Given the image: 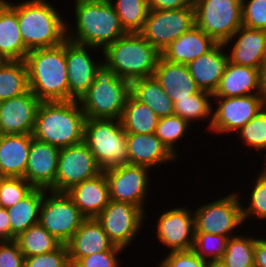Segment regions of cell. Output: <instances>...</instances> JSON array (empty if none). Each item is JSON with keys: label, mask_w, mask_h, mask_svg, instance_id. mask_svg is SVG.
<instances>
[{"label": "cell", "mask_w": 266, "mask_h": 267, "mask_svg": "<svg viewBox=\"0 0 266 267\" xmlns=\"http://www.w3.org/2000/svg\"><path fill=\"white\" fill-rule=\"evenodd\" d=\"M217 109L212 111L211 132L215 134L239 131L265 106L261 94L239 97H216Z\"/></svg>", "instance_id": "cell-14"}, {"label": "cell", "mask_w": 266, "mask_h": 267, "mask_svg": "<svg viewBox=\"0 0 266 267\" xmlns=\"http://www.w3.org/2000/svg\"><path fill=\"white\" fill-rule=\"evenodd\" d=\"M29 88L41 102L69 101L65 42L27 53Z\"/></svg>", "instance_id": "cell-3"}, {"label": "cell", "mask_w": 266, "mask_h": 267, "mask_svg": "<svg viewBox=\"0 0 266 267\" xmlns=\"http://www.w3.org/2000/svg\"><path fill=\"white\" fill-rule=\"evenodd\" d=\"M213 94L200 90L199 92L188 96V98L178 99L174 104V114L186 120L191 121L210 119L208 129L212 124V105L209 101ZM210 117V118H209Z\"/></svg>", "instance_id": "cell-35"}, {"label": "cell", "mask_w": 266, "mask_h": 267, "mask_svg": "<svg viewBox=\"0 0 266 267\" xmlns=\"http://www.w3.org/2000/svg\"><path fill=\"white\" fill-rule=\"evenodd\" d=\"M118 252H99L75 261V267H119Z\"/></svg>", "instance_id": "cell-47"}, {"label": "cell", "mask_w": 266, "mask_h": 267, "mask_svg": "<svg viewBox=\"0 0 266 267\" xmlns=\"http://www.w3.org/2000/svg\"><path fill=\"white\" fill-rule=\"evenodd\" d=\"M144 213L138 206L126 202L110 200L109 204L96 217L109 240L125 249L131 244L145 220Z\"/></svg>", "instance_id": "cell-12"}, {"label": "cell", "mask_w": 266, "mask_h": 267, "mask_svg": "<svg viewBox=\"0 0 266 267\" xmlns=\"http://www.w3.org/2000/svg\"><path fill=\"white\" fill-rule=\"evenodd\" d=\"M153 76L173 104L200 91L185 64L171 63L160 57Z\"/></svg>", "instance_id": "cell-27"}, {"label": "cell", "mask_w": 266, "mask_h": 267, "mask_svg": "<svg viewBox=\"0 0 266 267\" xmlns=\"http://www.w3.org/2000/svg\"><path fill=\"white\" fill-rule=\"evenodd\" d=\"M263 164H264V166H265L263 169L266 171V162H264Z\"/></svg>", "instance_id": "cell-55"}, {"label": "cell", "mask_w": 266, "mask_h": 267, "mask_svg": "<svg viewBox=\"0 0 266 267\" xmlns=\"http://www.w3.org/2000/svg\"><path fill=\"white\" fill-rule=\"evenodd\" d=\"M29 90L25 61L8 60L0 66V101L21 96Z\"/></svg>", "instance_id": "cell-33"}, {"label": "cell", "mask_w": 266, "mask_h": 267, "mask_svg": "<svg viewBox=\"0 0 266 267\" xmlns=\"http://www.w3.org/2000/svg\"><path fill=\"white\" fill-rule=\"evenodd\" d=\"M60 149L33 138L24 179L34 188L56 192V175Z\"/></svg>", "instance_id": "cell-18"}, {"label": "cell", "mask_w": 266, "mask_h": 267, "mask_svg": "<svg viewBox=\"0 0 266 267\" xmlns=\"http://www.w3.org/2000/svg\"><path fill=\"white\" fill-rule=\"evenodd\" d=\"M195 26V9L149 10L143 29V38L160 53L167 46Z\"/></svg>", "instance_id": "cell-10"}, {"label": "cell", "mask_w": 266, "mask_h": 267, "mask_svg": "<svg viewBox=\"0 0 266 267\" xmlns=\"http://www.w3.org/2000/svg\"><path fill=\"white\" fill-rule=\"evenodd\" d=\"M47 189L34 188L24 199L7 209L10 218V240L39 223L40 208Z\"/></svg>", "instance_id": "cell-29"}, {"label": "cell", "mask_w": 266, "mask_h": 267, "mask_svg": "<svg viewBox=\"0 0 266 267\" xmlns=\"http://www.w3.org/2000/svg\"><path fill=\"white\" fill-rule=\"evenodd\" d=\"M131 94L148 105L159 118L174 115L172 100L154 76L132 81Z\"/></svg>", "instance_id": "cell-31"}, {"label": "cell", "mask_w": 266, "mask_h": 267, "mask_svg": "<svg viewBox=\"0 0 266 267\" xmlns=\"http://www.w3.org/2000/svg\"><path fill=\"white\" fill-rule=\"evenodd\" d=\"M66 194L86 218H96L110 202L109 185L104 171L72 186Z\"/></svg>", "instance_id": "cell-22"}, {"label": "cell", "mask_w": 266, "mask_h": 267, "mask_svg": "<svg viewBox=\"0 0 266 267\" xmlns=\"http://www.w3.org/2000/svg\"><path fill=\"white\" fill-rule=\"evenodd\" d=\"M207 260L201 259L192 249L169 252L158 267H208Z\"/></svg>", "instance_id": "cell-45"}, {"label": "cell", "mask_w": 266, "mask_h": 267, "mask_svg": "<svg viewBox=\"0 0 266 267\" xmlns=\"http://www.w3.org/2000/svg\"><path fill=\"white\" fill-rule=\"evenodd\" d=\"M242 4V0H197L195 25L224 44L243 25Z\"/></svg>", "instance_id": "cell-8"}, {"label": "cell", "mask_w": 266, "mask_h": 267, "mask_svg": "<svg viewBox=\"0 0 266 267\" xmlns=\"http://www.w3.org/2000/svg\"><path fill=\"white\" fill-rule=\"evenodd\" d=\"M93 46L82 45L70 40L65 41V57L68 69L69 101L79 99L94 82L96 70L103 61L95 62L88 49Z\"/></svg>", "instance_id": "cell-17"}, {"label": "cell", "mask_w": 266, "mask_h": 267, "mask_svg": "<svg viewBox=\"0 0 266 267\" xmlns=\"http://www.w3.org/2000/svg\"><path fill=\"white\" fill-rule=\"evenodd\" d=\"M258 175L249 196V206H242L244 222L254 215L259 219H266V171L263 169Z\"/></svg>", "instance_id": "cell-42"}, {"label": "cell", "mask_w": 266, "mask_h": 267, "mask_svg": "<svg viewBox=\"0 0 266 267\" xmlns=\"http://www.w3.org/2000/svg\"><path fill=\"white\" fill-rule=\"evenodd\" d=\"M149 170L148 167L131 164L104 170L110 200L131 203L145 213L143 204L150 185Z\"/></svg>", "instance_id": "cell-15"}, {"label": "cell", "mask_w": 266, "mask_h": 267, "mask_svg": "<svg viewBox=\"0 0 266 267\" xmlns=\"http://www.w3.org/2000/svg\"><path fill=\"white\" fill-rule=\"evenodd\" d=\"M255 237L235 234L227 243L226 252L220 260L226 267H255Z\"/></svg>", "instance_id": "cell-36"}, {"label": "cell", "mask_w": 266, "mask_h": 267, "mask_svg": "<svg viewBox=\"0 0 266 267\" xmlns=\"http://www.w3.org/2000/svg\"><path fill=\"white\" fill-rule=\"evenodd\" d=\"M223 43H217L210 51L187 64L188 70L200 90L214 94L228 62Z\"/></svg>", "instance_id": "cell-24"}, {"label": "cell", "mask_w": 266, "mask_h": 267, "mask_svg": "<svg viewBox=\"0 0 266 267\" xmlns=\"http://www.w3.org/2000/svg\"><path fill=\"white\" fill-rule=\"evenodd\" d=\"M34 187L24 178L0 177L1 207L8 209L24 199Z\"/></svg>", "instance_id": "cell-41"}, {"label": "cell", "mask_w": 266, "mask_h": 267, "mask_svg": "<svg viewBox=\"0 0 266 267\" xmlns=\"http://www.w3.org/2000/svg\"><path fill=\"white\" fill-rule=\"evenodd\" d=\"M260 94L266 102V60L260 68Z\"/></svg>", "instance_id": "cell-51"}, {"label": "cell", "mask_w": 266, "mask_h": 267, "mask_svg": "<svg viewBox=\"0 0 266 267\" xmlns=\"http://www.w3.org/2000/svg\"><path fill=\"white\" fill-rule=\"evenodd\" d=\"M9 6L17 13L18 24L26 48H50L67 40V23L46 0H26Z\"/></svg>", "instance_id": "cell-4"}, {"label": "cell", "mask_w": 266, "mask_h": 267, "mask_svg": "<svg viewBox=\"0 0 266 267\" xmlns=\"http://www.w3.org/2000/svg\"><path fill=\"white\" fill-rule=\"evenodd\" d=\"M228 61L233 64L261 68L266 60V30L252 29L241 26L224 45L227 46L233 39Z\"/></svg>", "instance_id": "cell-21"}, {"label": "cell", "mask_w": 266, "mask_h": 267, "mask_svg": "<svg viewBox=\"0 0 266 267\" xmlns=\"http://www.w3.org/2000/svg\"><path fill=\"white\" fill-rule=\"evenodd\" d=\"M24 258L15 240L0 241V267H24Z\"/></svg>", "instance_id": "cell-46"}, {"label": "cell", "mask_w": 266, "mask_h": 267, "mask_svg": "<svg viewBox=\"0 0 266 267\" xmlns=\"http://www.w3.org/2000/svg\"><path fill=\"white\" fill-rule=\"evenodd\" d=\"M242 3L243 26L266 30V0H242Z\"/></svg>", "instance_id": "cell-44"}, {"label": "cell", "mask_w": 266, "mask_h": 267, "mask_svg": "<svg viewBox=\"0 0 266 267\" xmlns=\"http://www.w3.org/2000/svg\"><path fill=\"white\" fill-rule=\"evenodd\" d=\"M67 267H75L73 264H69Z\"/></svg>", "instance_id": "cell-56"}, {"label": "cell", "mask_w": 266, "mask_h": 267, "mask_svg": "<svg viewBox=\"0 0 266 267\" xmlns=\"http://www.w3.org/2000/svg\"><path fill=\"white\" fill-rule=\"evenodd\" d=\"M9 3L7 0H0V14L6 9Z\"/></svg>", "instance_id": "cell-53"}, {"label": "cell", "mask_w": 266, "mask_h": 267, "mask_svg": "<svg viewBox=\"0 0 266 267\" xmlns=\"http://www.w3.org/2000/svg\"><path fill=\"white\" fill-rule=\"evenodd\" d=\"M238 137L247 145L262 152L266 149V106L239 131Z\"/></svg>", "instance_id": "cell-40"}, {"label": "cell", "mask_w": 266, "mask_h": 267, "mask_svg": "<svg viewBox=\"0 0 266 267\" xmlns=\"http://www.w3.org/2000/svg\"><path fill=\"white\" fill-rule=\"evenodd\" d=\"M229 237L205 232H195L192 250L207 261H220L227 248ZM212 257V258H211Z\"/></svg>", "instance_id": "cell-39"}, {"label": "cell", "mask_w": 266, "mask_h": 267, "mask_svg": "<svg viewBox=\"0 0 266 267\" xmlns=\"http://www.w3.org/2000/svg\"><path fill=\"white\" fill-rule=\"evenodd\" d=\"M129 164L150 169L177 158L156 136L151 134L126 133Z\"/></svg>", "instance_id": "cell-23"}, {"label": "cell", "mask_w": 266, "mask_h": 267, "mask_svg": "<svg viewBox=\"0 0 266 267\" xmlns=\"http://www.w3.org/2000/svg\"><path fill=\"white\" fill-rule=\"evenodd\" d=\"M14 240L24 257L52 252L62 245L39 223L19 234Z\"/></svg>", "instance_id": "cell-34"}, {"label": "cell", "mask_w": 266, "mask_h": 267, "mask_svg": "<svg viewBox=\"0 0 266 267\" xmlns=\"http://www.w3.org/2000/svg\"><path fill=\"white\" fill-rule=\"evenodd\" d=\"M103 63L128 82L151 77L161 53L139 32L126 33L103 50Z\"/></svg>", "instance_id": "cell-5"}, {"label": "cell", "mask_w": 266, "mask_h": 267, "mask_svg": "<svg viewBox=\"0 0 266 267\" xmlns=\"http://www.w3.org/2000/svg\"><path fill=\"white\" fill-rule=\"evenodd\" d=\"M28 52L21 36L17 13L8 5L0 14V55L6 61H25Z\"/></svg>", "instance_id": "cell-30"}, {"label": "cell", "mask_w": 266, "mask_h": 267, "mask_svg": "<svg viewBox=\"0 0 266 267\" xmlns=\"http://www.w3.org/2000/svg\"><path fill=\"white\" fill-rule=\"evenodd\" d=\"M255 267H266V238H257L254 251Z\"/></svg>", "instance_id": "cell-49"}, {"label": "cell", "mask_w": 266, "mask_h": 267, "mask_svg": "<svg viewBox=\"0 0 266 267\" xmlns=\"http://www.w3.org/2000/svg\"><path fill=\"white\" fill-rule=\"evenodd\" d=\"M253 94H260V69L228 61L219 86L211 99Z\"/></svg>", "instance_id": "cell-25"}, {"label": "cell", "mask_w": 266, "mask_h": 267, "mask_svg": "<svg viewBox=\"0 0 266 267\" xmlns=\"http://www.w3.org/2000/svg\"><path fill=\"white\" fill-rule=\"evenodd\" d=\"M120 120L125 133L151 134L156 131L159 117L148 105L130 94Z\"/></svg>", "instance_id": "cell-32"}, {"label": "cell", "mask_w": 266, "mask_h": 267, "mask_svg": "<svg viewBox=\"0 0 266 267\" xmlns=\"http://www.w3.org/2000/svg\"><path fill=\"white\" fill-rule=\"evenodd\" d=\"M66 245L71 264L80 258L99 252L124 251L109 240L96 218H86Z\"/></svg>", "instance_id": "cell-20"}, {"label": "cell", "mask_w": 266, "mask_h": 267, "mask_svg": "<svg viewBox=\"0 0 266 267\" xmlns=\"http://www.w3.org/2000/svg\"><path fill=\"white\" fill-rule=\"evenodd\" d=\"M237 193L201 205L194 212L195 232L233 237L231 232L243 224L242 204Z\"/></svg>", "instance_id": "cell-11"}, {"label": "cell", "mask_w": 266, "mask_h": 267, "mask_svg": "<svg viewBox=\"0 0 266 267\" xmlns=\"http://www.w3.org/2000/svg\"><path fill=\"white\" fill-rule=\"evenodd\" d=\"M10 240V218L7 209L0 208V241Z\"/></svg>", "instance_id": "cell-50"}, {"label": "cell", "mask_w": 266, "mask_h": 267, "mask_svg": "<svg viewBox=\"0 0 266 267\" xmlns=\"http://www.w3.org/2000/svg\"><path fill=\"white\" fill-rule=\"evenodd\" d=\"M5 62H6V60L0 55V66Z\"/></svg>", "instance_id": "cell-54"}, {"label": "cell", "mask_w": 266, "mask_h": 267, "mask_svg": "<svg viewBox=\"0 0 266 267\" xmlns=\"http://www.w3.org/2000/svg\"><path fill=\"white\" fill-rule=\"evenodd\" d=\"M190 125L186 120L174 114L159 118L155 134L169 151L177 157L175 143L184 137Z\"/></svg>", "instance_id": "cell-38"}, {"label": "cell", "mask_w": 266, "mask_h": 267, "mask_svg": "<svg viewBox=\"0 0 266 267\" xmlns=\"http://www.w3.org/2000/svg\"><path fill=\"white\" fill-rule=\"evenodd\" d=\"M208 267H226L221 261H209Z\"/></svg>", "instance_id": "cell-52"}, {"label": "cell", "mask_w": 266, "mask_h": 267, "mask_svg": "<svg viewBox=\"0 0 266 267\" xmlns=\"http://www.w3.org/2000/svg\"><path fill=\"white\" fill-rule=\"evenodd\" d=\"M31 134H0V177L24 178Z\"/></svg>", "instance_id": "cell-26"}, {"label": "cell", "mask_w": 266, "mask_h": 267, "mask_svg": "<svg viewBox=\"0 0 266 267\" xmlns=\"http://www.w3.org/2000/svg\"><path fill=\"white\" fill-rule=\"evenodd\" d=\"M127 33L140 32L149 13L147 0H110Z\"/></svg>", "instance_id": "cell-37"}, {"label": "cell", "mask_w": 266, "mask_h": 267, "mask_svg": "<svg viewBox=\"0 0 266 267\" xmlns=\"http://www.w3.org/2000/svg\"><path fill=\"white\" fill-rule=\"evenodd\" d=\"M217 43L196 25L171 42L161 53L168 62L187 65L194 59L206 54Z\"/></svg>", "instance_id": "cell-28"}, {"label": "cell", "mask_w": 266, "mask_h": 267, "mask_svg": "<svg viewBox=\"0 0 266 267\" xmlns=\"http://www.w3.org/2000/svg\"><path fill=\"white\" fill-rule=\"evenodd\" d=\"M157 239L171 248L170 252L191 250L195 238L194 212L187 207L164 211L157 219Z\"/></svg>", "instance_id": "cell-16"}, {"label": "cell", "mask_w": 266, "mask_h": 267, "mask_svg": "<svg viewBox=\"0 0 266 267\" xmlns=\"http://www.w3.org/2000/svg\"><path fill=\"white\" fill-rule=\"evenodd\" d=\"M102 171L84 142L61 148L58 157L56 192H66L72 186L96 177Z\"/></svg>", "instance_id": "cell-13"}, {"label": "cell", "mask_w": 266, "mask_h": 267, "mask_svg": "<svg viewBox=\"0 0 266 267\" xmlns=\"http://www.w3.org/2000/svg\"><path fill=\"white\" fill-rule=\"evenodd\" d=\"M86 119L77 100L41 102L32 136L59 149L76 145L84 140Z\"/></svg>", "instance_id": "cell-2"}, {"label": "cell", "mask_w": 266, "mask_h": 267, "mask_svg": "<svg viewBox=\"0 0 266 267\" xmlns=\"http://www.w3.org/2000/svg\"><path fill=\"white\" fill-rule=\"evenodd\" d=\"M75 29L67 24V39L103 50L127 32L110 0H75Z\"/></svg>", "instance_id": "cell-1"}, {"label": "cell", "mask_w": 266, "mask_h": 267, "mask_svg": "<svg viewBox=\"0 0 266 267\" xmlns=\"http://www.w3.org/2000/svg\"><path fill=\"white\" fill-rule=\"evenodd\" d=\"M130 94L131 83L102 63L79 103L86 118L120 120Z\"/></svg>", "instance_id": "cell-6"}, {"label": "cell", "mask_w": 266, "mask_h": 267, "mask_svg": "<svg viewBox=\"0 0 266 267\" xmlns=\"http://www.w3.org/2000/svg\"><path fill=\"white\" fill-rule=\"evenodd\" d=\"M69 264L71 263L66 244L52 252L24 258V267H67Z\"/></svg>", "instance_id": "cell-43"}, {"label": "cell", "mask_w": 266, "mask_h": 267, "mask_svg": "<svg viewBox=\"0 0 266 267\" xmlns=\"http://www.w3.org/2000/svg\"><path fill=\"white\" fill-rule=\"evenodd\" d=\"M150 10L194 8L191 0H147Z\"/></svg>", "instance_id": "cell-48"}, {"label": "cell", "mask_w": 266, "mask_h": 267, "mask_svg": "<svg viewBox=\"0 0 266 267\" xmlns=\"http://www.w3.org/2000/svg\"><path fill=\"white\" fill-rule=\"evenodd\" d=\"M45 193L40 208L39 224L60 243L67 244L86 217L66 192Z\"/></svg>", "instance_id": "cell-9"}, {"label": "cell", "mask_w": 266, "mask_h": 267, "mask_svg": "<svg viewBox=\"0 0 266 267\" xmlns=\"http://www.w3.org/2000/svg\"><path fill=\"white\" fill-rule=\"evenodd\" d=\"M83 142L103 171L129 164L126 133L121 120L87 118Z\"/></svg>", "instance_id": "cell-7"}, {"label": "cell", "mask_w": 266, "mask_h": 267, "mask_svg": "<svg viewBox=\"0 0 266 267\" xmlns=\"http://www.w3.org/2000/svg\"><path fill=\"white\" fill-rule=\"evenodd\" d=\"M40 103L31 90L0 101V134H32Z\"/></svg>", "instance_id": "cell-19"}]
</instances>
